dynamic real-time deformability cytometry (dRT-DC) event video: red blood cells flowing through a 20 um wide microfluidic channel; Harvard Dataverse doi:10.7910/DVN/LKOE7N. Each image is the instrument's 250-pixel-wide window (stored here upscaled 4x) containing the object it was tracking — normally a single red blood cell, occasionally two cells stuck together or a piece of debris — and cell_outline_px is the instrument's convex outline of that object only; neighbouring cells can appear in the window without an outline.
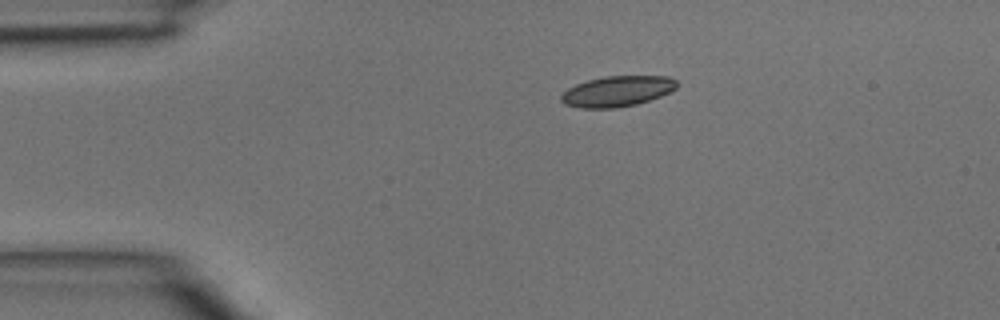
{"species": "common noctule bat (a hibernating species)", "species_latin": "Nyctalus noctula", "temperature_condition": "room temperature", "stored_images_in_passage": 2, "camera_frame_rate_fps": 3000, "um_per_image_px": 0.085, "animal": {"sex": "male", "body_mass_g": 15.6}, "frame": {"image": 1, "passage_image": 1, "time_ms": 0.0, "image_size_px": [1000, 320], "cell_outline_px": [[680, 84], [676, 88], [660, 96], [636, 104], [616, 108], [580, 108], [564, 104], [560, 100], [560, 96], [568, 88], [576, 84], [588, 80], [604, 76], [668, 76], [676, 80]], "centroid_in_image_um": [52.46, 7.75], "position_along_channel_um": 32.5, "area_um2": 20.63}}